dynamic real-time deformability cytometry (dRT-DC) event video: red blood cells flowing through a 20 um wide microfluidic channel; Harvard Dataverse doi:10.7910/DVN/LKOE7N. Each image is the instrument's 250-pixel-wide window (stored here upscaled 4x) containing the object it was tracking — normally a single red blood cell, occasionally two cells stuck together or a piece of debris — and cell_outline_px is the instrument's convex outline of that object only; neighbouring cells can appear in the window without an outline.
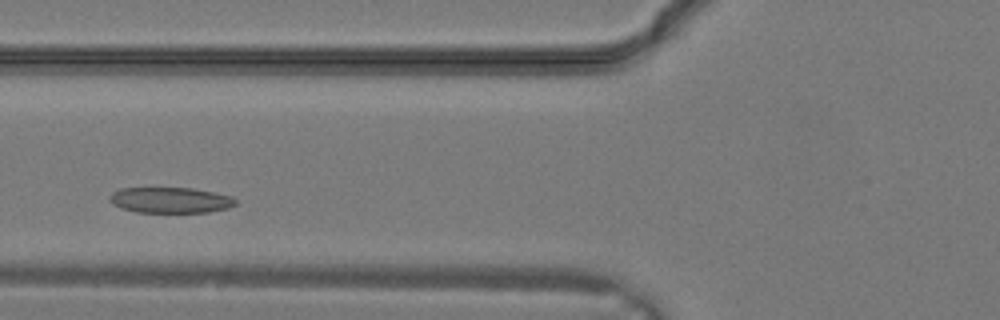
{"species": "common noctule bat (a hibernating species)", "species_latin": "Nyctalus noctula", "temperature_condition": "warm", "stored_images_in_passage": 12, "camera_frame_rate_fps": 3000, "um_per_image_px": 0.085, "animal": {"sex": "male", "body_mass_g": 19.2, "forearm_length_mm": 51.8}, "frame": {"image": 1, "passage_image": 3, "time_ms": 0.667, "image_size_px": [1000, 320], "cell_outline_px": [[236, 204], [228, 208], [208, 212], [136, 212], [120, 208], [112, 204], [108, 200], [108, 196], [112, 192], [120, 188], [192, 188], [232, 196], [236, 200]], "centroid_in_image_um": [14.43, 17.01], "position_along_channel_um": 111.4, "area_um2": 18.96}}
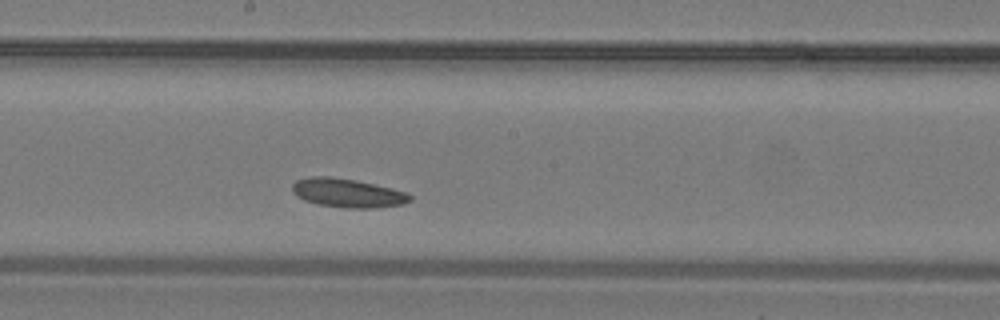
{"frame": {"image": 2, "passage_image": 8, "time_ms": 2.333, "image_size_px": [1000, 320], "cell_outline_px": [[412, 200], [404, 204], [376, 208], [344, 208], [316, 204], [304, 200], [296, 196], [292, 192], [292, 184], [296, 180], [308, 176], [332, 176], [356, 180], [392, 188], [408, 192], [412, 196]], "centroid_in_image_um": [29.54, 16.4], "position_along_channel_um": 218.7, "area_um2": 20.17}}
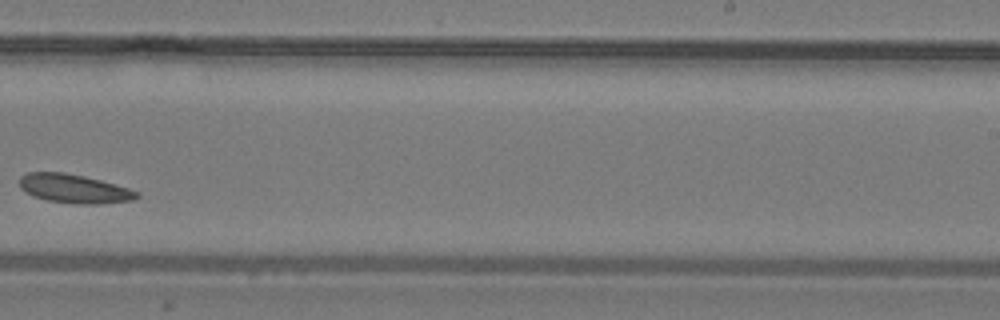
{"frame": {"image": 3, "passage_image": 11, "time_ms": 3.333, "image_size_px": [1000, 320], "cell_outline_px": [[140, 196], [132, 200], [96, 204], [72, 204], [48, 200], [32, 196], [24, 192], [20, 188], [20, 176], [28, 172], [64, 172], [84, 176], [100, 180], [128, 188], [140, 192]], "centroid_in_image_um": [6.27, 16.04], "position_along_channel_um": 282.7, "area_um2": 19.77}}